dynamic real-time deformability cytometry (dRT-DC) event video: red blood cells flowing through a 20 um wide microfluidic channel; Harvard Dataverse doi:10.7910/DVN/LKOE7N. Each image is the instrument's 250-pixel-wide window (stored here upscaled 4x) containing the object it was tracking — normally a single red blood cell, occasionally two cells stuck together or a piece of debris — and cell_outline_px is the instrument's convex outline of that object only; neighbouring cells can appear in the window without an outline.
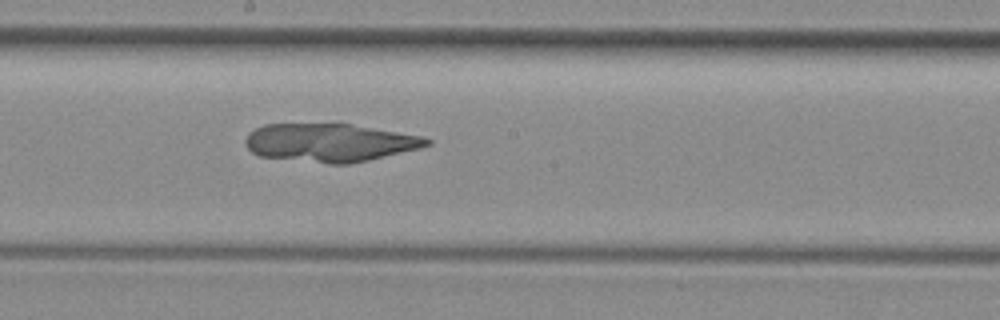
{"species": "common noctule bat (a hibernating species)", "species_latin": "Nyctalus noctula", "temperature_condition": "room temperature", "stored_images_in_passage": 7, "camera_frame_rate_fps": 3000, "um_per_image_px": 0.085, "animal": {"sex": "female", "body_mass_g": 29.2, "forearm_length_mm": 56.3}, "frame": {"image": 1, "passage_image": 7, "time_ms": 2.0, "image_size_px": [1000, 320], "cell_outline_px": [[432, 144], [420, 148], [368, 160], [348, 164], [328, 164], [260, 156], [252, 152], [248, 148], [244, 140], [256, 128], [264, 124], [352, 124], [424, 136], [432, 140]], "centroid_in_image_um": [28.08, 12.12], "position_along_channel_um": 220.1, "area_um2": 40.29}}